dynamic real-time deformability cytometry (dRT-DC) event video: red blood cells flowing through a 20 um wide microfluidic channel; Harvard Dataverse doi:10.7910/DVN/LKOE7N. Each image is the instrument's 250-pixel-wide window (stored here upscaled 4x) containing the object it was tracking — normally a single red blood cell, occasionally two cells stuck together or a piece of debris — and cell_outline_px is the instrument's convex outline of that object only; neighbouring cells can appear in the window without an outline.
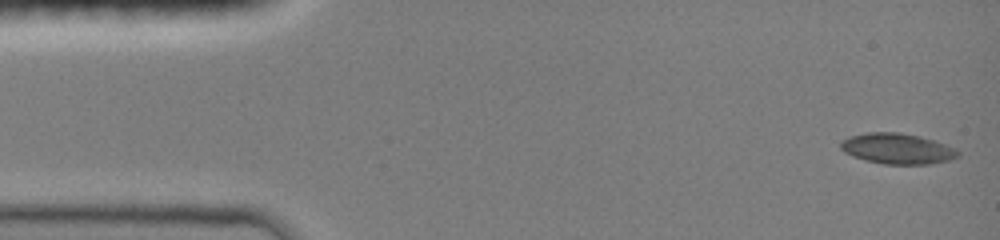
{"species": "common noctule bat (a hibernating species)", "species_latin": "Nyctalus noctula", "temperature_condition": "room temperature", "stored_images_in_passage": 25, "camera_frame_rate_fps": 3000, "um_per_image_px": 0.085, "animal": {"sex": "female", "body_mass_g": 19.0, "forearm_length_mm": 51.5}, "frame": {"image": 1, "passage_image": 1, "time_ms": 0.0, "image_size_px": [1000, 240], "cell_outline_px": [[960, 156], [948, 160], [928, 164], [884, 164], [864, 160], [852, 156], [844, 152], [840, 148], [840, 140], [848, 136], [868, 132], [900, 132], [920, 136], [956, 148], [960, 152]], "centroid_in_image_um": [76.24, 12.63], "position_along_channel_um": 8.8, "area_um2": 21.1}}
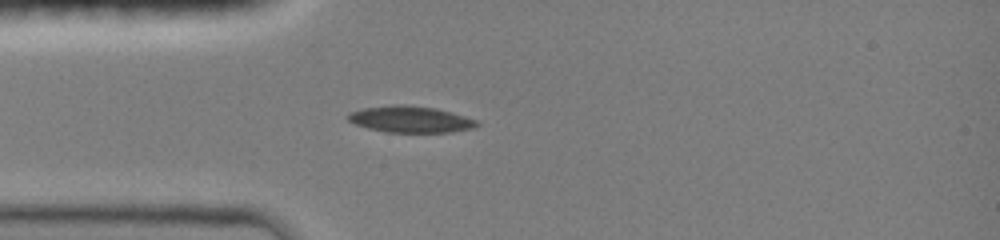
{"frame": {"image": 2, "passage_image": 17, "time_ms": 3.667, "image_size_px": [1000, 240], "cell_outline_px": [[480, 124], [476, 128], [452, 132], [384, 132], [368, 128], [356, 124], [348, 120], [344, 116], [348, 112], [364, 108], [392, 104], [404, 104], [436, 108], [452, 112], [480, 120]], "centroid_in_image_um": [34.92, 10.13], "position_along_channel_um": 50.1, "area_um2": 20.29}}
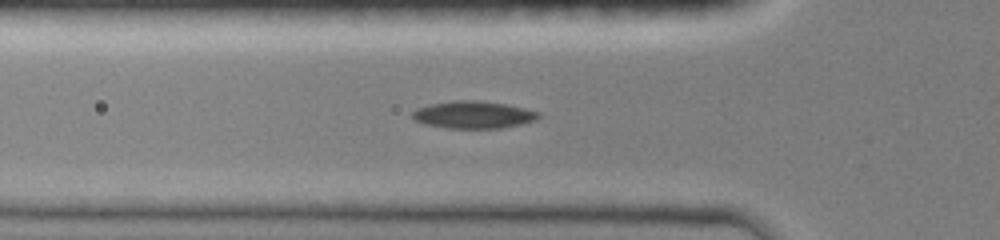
{"frame": {"image": 3, "passage_image": 21, "time_ms": 4.667, "image_size_px": [1000, 240], "cell_outline_px": [[540, 116], [536, 120], [520, 124], [500, 128], [448, 128], [424, 124], [416, 120], [412, 116], [412, 112], [416, 108], [432, 104], [452, 100], [476, 100], [504, 104], [524, 108], [540, 112]], "centroid_in_image_um": [40.23, 9.75], "position_along_channel_um": 85.6, "area_um2": 19.94}}